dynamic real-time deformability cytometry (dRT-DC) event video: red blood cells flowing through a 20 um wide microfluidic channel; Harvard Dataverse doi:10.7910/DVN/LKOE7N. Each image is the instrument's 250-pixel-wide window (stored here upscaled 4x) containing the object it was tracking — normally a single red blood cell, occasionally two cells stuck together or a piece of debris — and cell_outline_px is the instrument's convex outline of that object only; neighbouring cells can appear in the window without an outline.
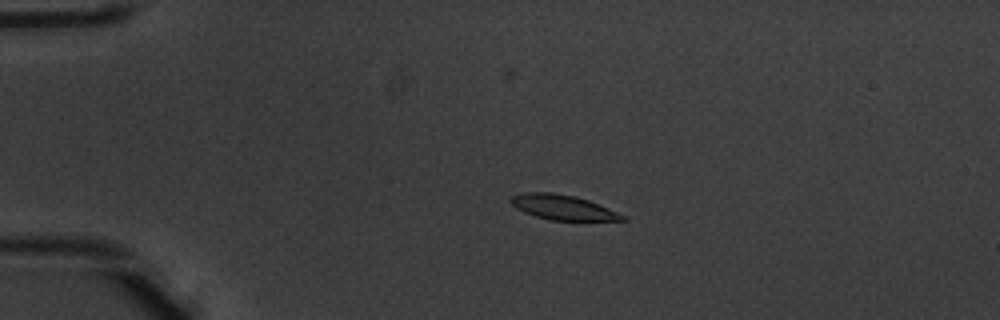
{"species": "common noctule bat (a hibernating species)", "species_latin": "Nyctalus noctula", "temperature_condition": "warm", "stored_images_in_passage": 51, "camera_frame_rate_fps": 3000, "um_per_image_px": 0.085, "animal": {"sex": "male", "body_mass_g": 20.1, "forearm_length_mm": 53.5}, "frame": {"image": 1, "passage_image": 11, "time_ms": 3.333, "image_size_px": [1000, 320], "cell_outline_px": [[628, 220], [552, 220], [536, 216], [524, 212], [516, 208], [508, 200], [512, 196], [524, 192], [552, 192], [576, 196], [588, 200], [628, 216]], "centroid_in_image_um": [47.85, 17.61], "position_along_channel_um": 37.2, "area_um2": 16.18}}
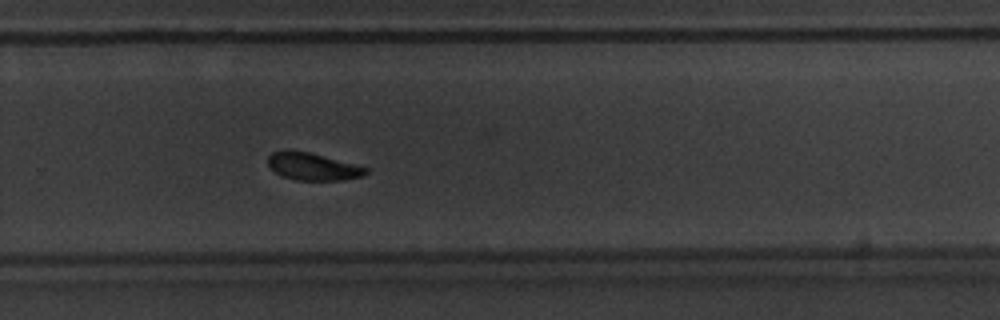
{"frame": {"image": 2, "passage_image": 35, "time_ms": 11.333, "image_size_px": [1000, 320], "cell_outline_px": [[368, 172], [364, 176], [344, 180], [296, 180], [280, 176], [268, 168], [268, 156], [272, 152], [284, 148], [288, 148], [308, 152], [368, 168]], "centroid_in_image_um": [26.5, 14.15], "position_along_channel_um": 303.3, "area_um2": 15.9}}
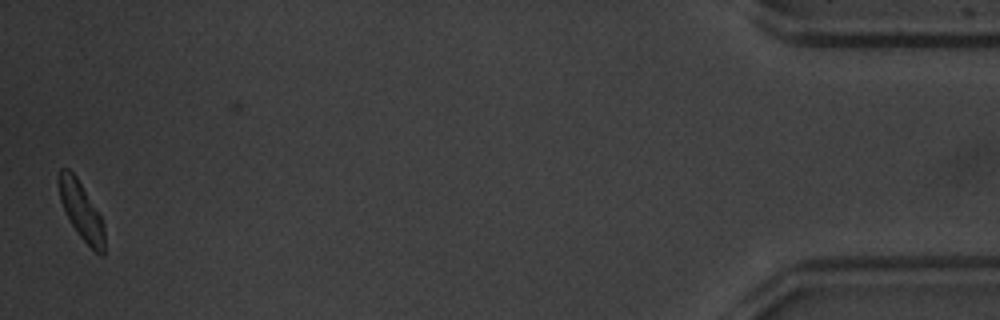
{"frame": {"image": 3, "passage_image": 51, "time_ms": 16.667, "image_size_px": [1000, 320], "cell_outline_px": [[104, 256], [100, 256], [80, 236], [72, 224], [60, 200], [60, 168], [68, 168], [76, 176], [100, 212], [104, 224]], "centroid_in_image_um": [6.97, 17.94], "position_along_channel_um": 428.2, "area_um2": 15.03}, "authors_computed_cell_mechanics": {"area_um2": 16.5886, "velocity_mm_per_s": 3.9044, "shape_relaxation_time_tau1_ms": 2.3287, "shape_relaxation_time_tau2_ms": 3.639, "deformation_change_tau1": 0.1163, "deformation_change_tau2": 0.0851}}